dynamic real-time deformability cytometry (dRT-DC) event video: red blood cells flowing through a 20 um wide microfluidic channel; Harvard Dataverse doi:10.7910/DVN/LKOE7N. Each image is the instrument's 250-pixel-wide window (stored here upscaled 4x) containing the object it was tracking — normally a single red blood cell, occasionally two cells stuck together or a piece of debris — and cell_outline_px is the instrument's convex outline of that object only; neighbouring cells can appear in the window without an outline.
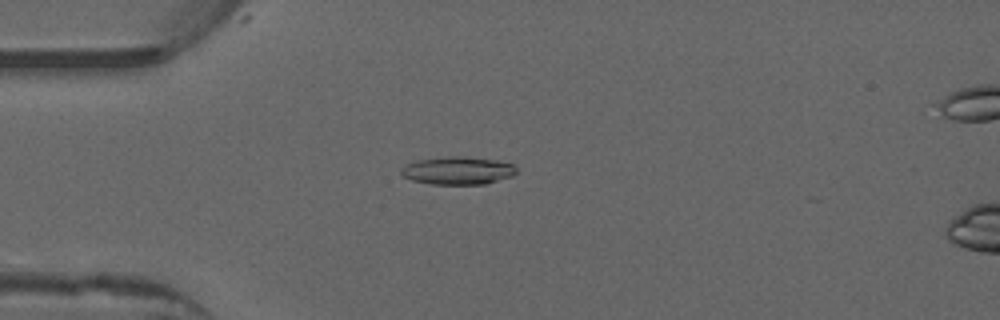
{"species": "common noctule bat (a hibernating species)", "species_latin": "Nyctalus noctula", "temperature_condition": "warm", "stored_images_in_passage": 48, "camera_frame_rate_fps": 3000, "um_per_image_px": 0.085, "animal": {"sex": "male", "forearm_length_mm": 52.5}, "frame": {"image": 1, "passage_image": 14, "time_ms": 4.333, "image_size_px": [1000, 320], "cell_outline_px": [[516, 172], [512, 176], [484, 184], [432, 184], [412, 180], [404, 176], [400, 172], [400, 168], [416, 160], [448, 156], [464, 156], [496, 160], [512, 164], [516, 168]], "centroid_in_image_um": [38.9, 14.49], "position_along_channel_um": 46.1, "area_um2": 18.61}}
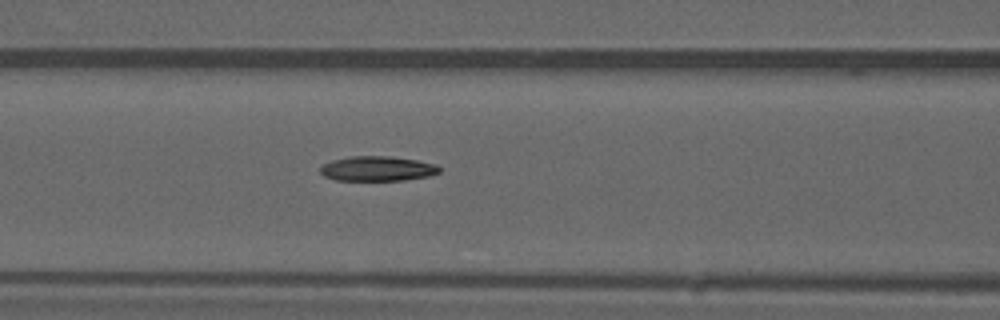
{"frame": {"image": 2, "passage_image": 22, "time_ms": 7.0, "image_size_px": [1000, 320], "cell_outline_px": [[440, 172], [428, 176], [404, 180], [336, 180], [324, 176], [320, 172], [320, 168], [324, 164], [332, 160], [352, 156], [388, 156], [416, 160], [436, 164], [440, 168]], "centroid_in_image_um": [32.08, 14.33], "position_along_channel_um": 134.5, "area_um2": 17.11}}
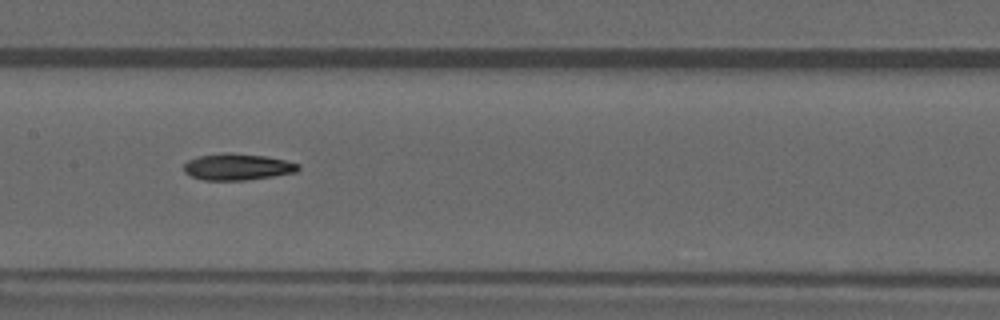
{"frame": {"image": 3, "passage_image": 26, "time_ms": 8.333, "image_size_px": [1000, 320], "cell_outline_px": [[300, 168], [296, 172], [248, 180], [204, 180], [192, 176], [184, 172], [184, 164], [188, 160], [200, 156], [224, 152], [228, 152], [264, 156], [284, 160], [300, 164]], "centroid_in_image_um": [20.18, 14.18], "position_along_channel_um": 187.2, "area_um2": 17.57}}